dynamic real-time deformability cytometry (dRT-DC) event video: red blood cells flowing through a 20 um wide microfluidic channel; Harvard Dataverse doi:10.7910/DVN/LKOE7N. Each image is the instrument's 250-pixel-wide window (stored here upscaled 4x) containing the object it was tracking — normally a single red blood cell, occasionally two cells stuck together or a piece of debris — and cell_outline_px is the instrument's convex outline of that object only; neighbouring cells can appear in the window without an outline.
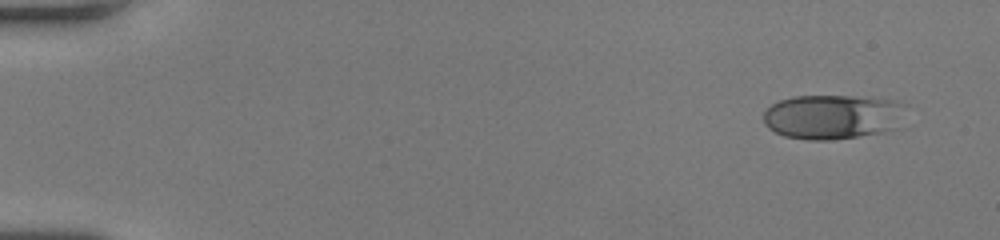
{"species": "human", "species_latin": "Homo sapiens", "temperature_condition": "room temperature", "stored_images_in_passage": 50, "camera_frame_rate_fps": 3000, "um_per_image_px": 0.085, "donor": {"sex": "female"}, "frame": {"image": 1, "passage_image": 1, "time_ms": 0.0, "image_size_px": [1000, 240], "cell_outline_px": [[908, 104], [888, 128], [884, 132], [832, 140], [812, 140], [784, 136], [768, 128], [764, 124], [764, 112], [772, 104], [780, 100], [796, 96], [872, 96], [892, 100]], "centroid_in_image_um": [70.69, 9.9], "position_along_channel_um": 14.3, "area_um2": 36.53}}
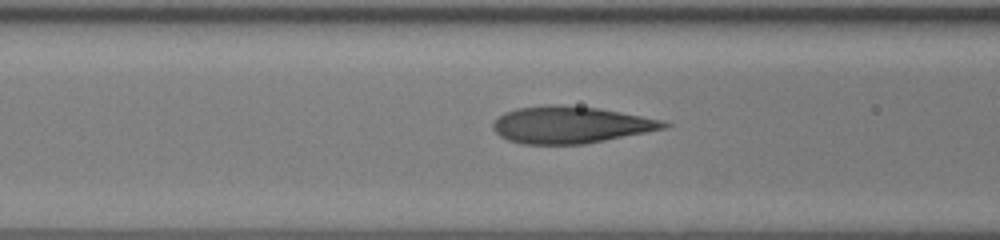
{"frame": {"image": 2, "passage_image": 20, "time_ms": 6.333, "image_size_px": [1000, 240], "cell_outline_px": [[672, 124], [664, 128], [584, 144], [524, 144], [508, 140], [500, 136], [492, 128], [492, 124], [504, 112], [516, 108], [552, 104], [596, 108], [620, 112], [664, 120]], "centroid_in_image_um": [48.46, 10.61], "position_along_channel_um": 118.1, "area_um2": 36.3}}
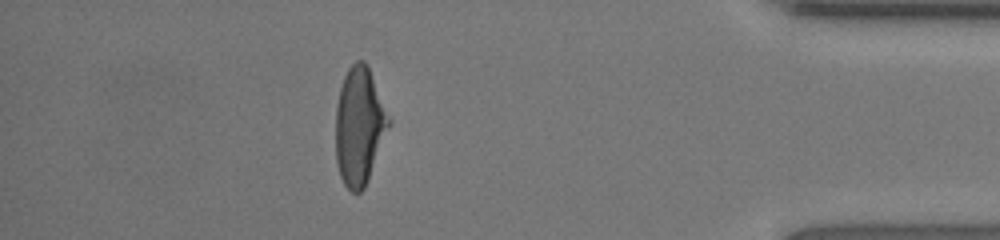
{"frame": {"image": 3, "passage_image": 44, "time_ms": 14.333, "image_size_px": [1000, 240], "cell_outline_px": [[392, 124], [368, 180], [364, 188], [360, 192], [352, 192], [344, 184], [340, 176], [336, 164], [336, 108], [340, 88], [344, 76], [348, 68], [356, 60], [364, 60], [368, 68], [392, 120]], "centroid_in_image_um": [30.56, 10.74], "position_along_channel_um": 404.6, "area_um2": 36.65}, "authors_computed_cell_mechanics": {"area_um2": 36.3851, "velocity_mm_per_s": 4.0684, "shape_relaxation_time_tau1_ms": 4.6483, "shape_relaxation_time_tau2_ms": null, "deformation_change_tau1": 0.2058, "deformation_change_tau2": null}}